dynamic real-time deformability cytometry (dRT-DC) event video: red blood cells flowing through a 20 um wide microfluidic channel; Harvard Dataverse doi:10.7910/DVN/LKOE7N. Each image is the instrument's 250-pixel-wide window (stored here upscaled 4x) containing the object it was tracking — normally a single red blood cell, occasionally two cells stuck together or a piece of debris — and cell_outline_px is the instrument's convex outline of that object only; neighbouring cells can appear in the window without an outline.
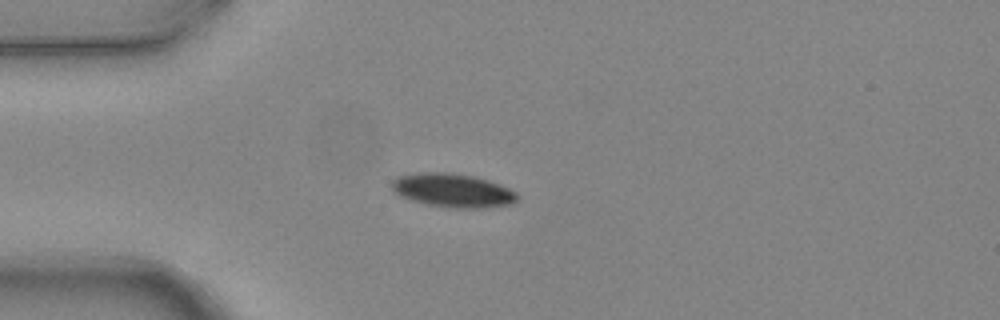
{"species": "common noctule bat (a hibernating species)", "species_latin": "Nyctalus noctula", "temperature_condition": "warm", "stored_images_in_passage": 7, "camera_frame_rate_fps": 3000, "um_per_image_px": 0.085, "animal": {"sex": "female", "body_mass_g": 24.6, "forearm_length_mm": 56.2}, "frame": {"image": 1, "passage_image": 4, "time_ms": 1.0, "image_size_px": [1000, 320], "cell_outline_px": [[520, 196], [516, 204], [476, 208], [456, 208], [428, 204], [400, 196], [392, 188], [392, 180], [396, 176], [420, 172], [452, 172], [472, 176], [488, 180], [500, 184], [516, 192]], "centroid_in_image_um": [38.53, 16.17], "position_along_channel_um": 46.5, "area_um2": 24.68}}
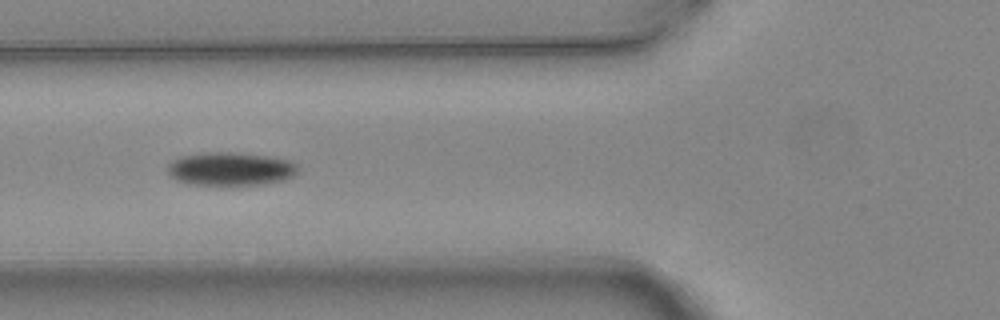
{"frame": {"image": 2, "passage_image": 6, "time_ms": 1.667, "image_size_px": [1000, 320], "cell_outline_px": [[300, 168], [292, 176], [284, 180], [264, 184], [188, 184], [176, 180], [168, 172], [168, 164], [172, 160], [180, 156], [200, 152], [232, 152], [268, 156], [288, 160], [296, 164]], "centroid_in_image_um": [19.57, 14.34], "position_along_channel_um": 106.2, "area_um2": 25.26}}
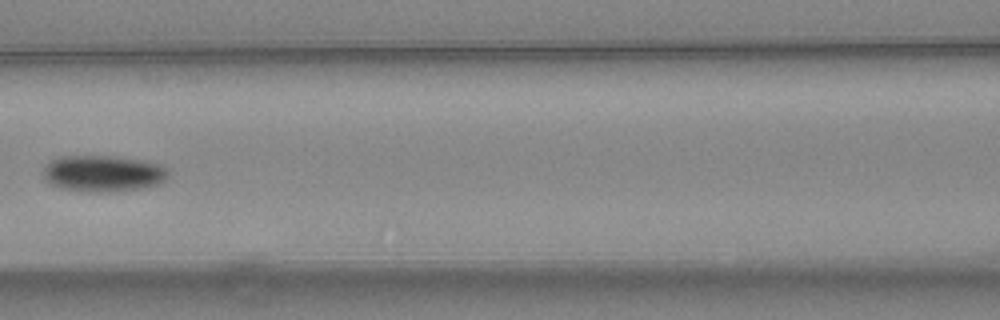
{"frame": {"image": 3, "passage_image": 7, "time_ms": 2.0, "image_size_px": [1000, 320], "cell_outline_px": [[168, 176], [164, 180], [156, 184], [140, 188], [108, 192], [88, 192], [64, 188], [52, 184], [44, 176], [44, 168], [52, 160], [60, 156], [120, 156], [148, 160], [160, 164], [168, 168]], "centroid_in_image_um": [8.82, 14.72], "position_along_channel_um": 157.8, "area_um2": 26.47}}